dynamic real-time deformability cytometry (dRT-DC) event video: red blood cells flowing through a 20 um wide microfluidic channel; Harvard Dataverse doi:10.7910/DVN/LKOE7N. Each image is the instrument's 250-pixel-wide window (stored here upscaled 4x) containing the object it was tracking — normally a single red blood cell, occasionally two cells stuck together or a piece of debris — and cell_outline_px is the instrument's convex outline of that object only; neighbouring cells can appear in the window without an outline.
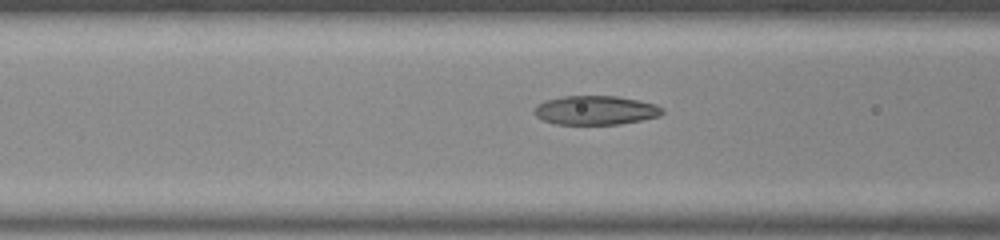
{"species": "common noctule bat (a hibernating species)", "species_latin": "Nyctalus noctula", "temperature_condition": "room temperature", "stored_images_in_passage": 18, "camera_frame_rate_fps": 3000, "um_per_image_px": 0.085, "animal": {"sex": "male", "body_mass_g": 20.0, "forearm_length_mm": 53.3}, "frame": {"image": 1, "passage_image": 16, "time_ms": 5.0, "image_size_px": [1000, 240], "cell_outline_px": [[664, 112], [660, 116], [620, 124], [556, 124], [544, 120], [536, 116], [536, 104], [544, 100], [564, 96], [616, 96], [640, 100], [656, 104], [664, 108]], "centroid_in_image_um": [50.66, 9.36], "position_along_channel_um": 115.9, "area_um2": 21.68}}